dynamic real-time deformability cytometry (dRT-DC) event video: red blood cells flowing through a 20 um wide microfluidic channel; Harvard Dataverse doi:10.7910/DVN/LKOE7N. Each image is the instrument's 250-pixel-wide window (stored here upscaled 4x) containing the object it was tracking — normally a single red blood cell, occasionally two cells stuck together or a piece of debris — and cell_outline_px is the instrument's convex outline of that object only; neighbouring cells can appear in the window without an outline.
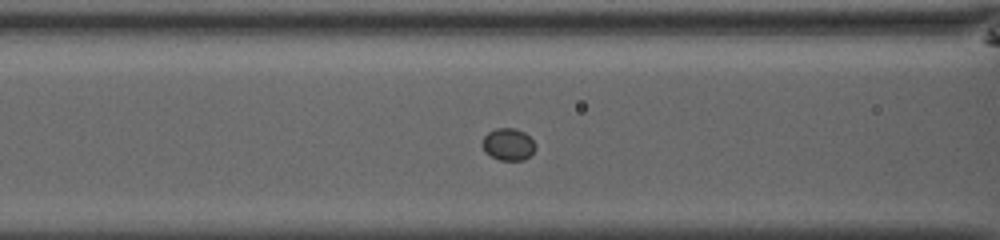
{"species": "common noctule bat (a hibernating species)", "species_latin": "Nyctalus noctula", "temperature_condition": "room temperature", "stored_images_in_passage": 33, "camera_frame_rate_fps": 3000, "um_per_image_px": 0.085, "animal": {"sex": "male", "body_mass_g": 13.0, "forearm_length_mm": 53.1}, "frame": {"image": 1, "passage_image": 5, "time_ms": 1.333, "image_size_px": [1000, 240], "cell_outline_px": [[536, 148], [524, 160], [500, 160], [484, 152], [480, 144], [484, 136], [488, 132], [496, 128], [516, 128], [524, 132], [536, 144]], "centroid_in_image_um": [43.17, 12.26], "position_along_channel_um": 123.4, "area_um2": 10.0}}
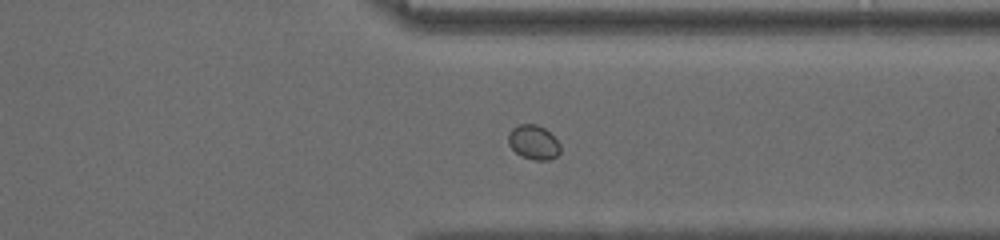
{"frame": {"image": 2, "passage_image": 23, "time_ms": 7.333, "image_size_px": [1000, 240], "cell_outline_px": [[560, 152], [556, 156], [548, 160], [536, 160], [520, 156], [508, 144], [508, 132], [512, 128], [520, 124], [536, 124], [544, 128], [560, 144]], "centroid_in_image_um": [45.33, 12.09], "position_along_channel_um": 366.1, "area_um2": 10.35}}
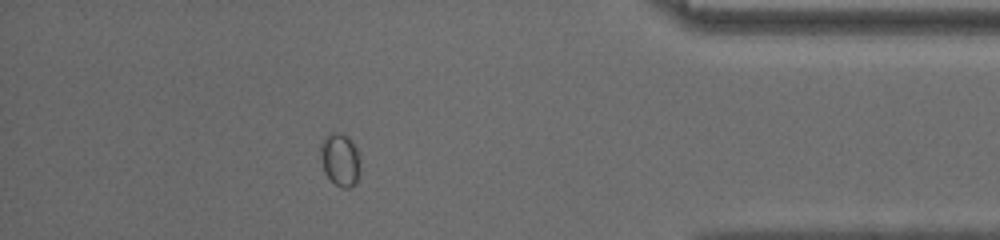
{"frame": {"image": 3, "passage_image": 28, "time_ms": 9.0, "image_size_px": [1000, 240], "cell_outline_px": [[360, 172], [356, 184], [348, 188], [340, 188], [324, 172], [320, 156], [320, 144], [324, 136], [328, 132], [340, 132], [348, 136], [352, 140], [356, 148], [360, 164]], "centroid_in_image_um": [28.91, 13.54], "position_along_channel_um": 406.3, "area_um2": 12.54}}